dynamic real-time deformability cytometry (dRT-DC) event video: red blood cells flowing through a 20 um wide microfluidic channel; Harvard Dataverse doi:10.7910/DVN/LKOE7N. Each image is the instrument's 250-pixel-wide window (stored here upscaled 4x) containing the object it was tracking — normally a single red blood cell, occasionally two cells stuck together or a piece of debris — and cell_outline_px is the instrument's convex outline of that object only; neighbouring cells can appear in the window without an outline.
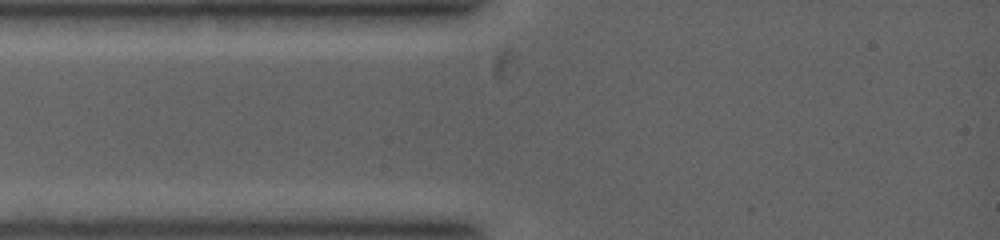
{"species": "common noctule bat (a hibernating species)", "species_latin": "Nyctalus noctula", "temperature_condition": "warm", "stored_images_in_passage": 1, "camera_frame_rate_fps": 5000, "um_per_image_px": 0.085, "animal": {"sex": "female", "body_mass_g": 19.0, "forearm_length_mm": 53.3}, "frame": {"image": 1, "passage_image": 1, "time_ms": 0.0, "image_size_px": [1000, 240], "cell_outline_px": [[544, 16], [520, 68], [508, 80], [496, 80], [492, 76], [480, 56], [480, 52], [532, 16]], "centroid_in_image_um": [43.41, 4.22], "position_along_channel_um": 41.6, "area_um2": 14.45}}